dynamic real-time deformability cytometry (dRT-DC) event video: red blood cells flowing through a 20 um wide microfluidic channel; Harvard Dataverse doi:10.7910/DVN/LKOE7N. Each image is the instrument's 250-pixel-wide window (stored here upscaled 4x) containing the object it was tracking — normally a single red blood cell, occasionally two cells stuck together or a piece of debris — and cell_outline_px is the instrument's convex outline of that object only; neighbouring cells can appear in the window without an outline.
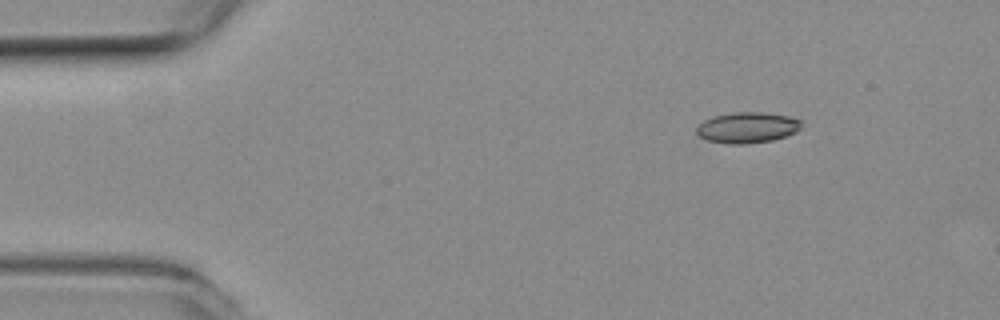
{"species": "common noctule bat (a hibernating species)", "species_latin": "Nyctalus noctula", "temperature_condition": "room temperature", "stored_images_in_passage": 48, "camera_frame_rate_fps": 3000, "um_per_image_px": 0.085, "animal": {"sex": "female", "body_mass_g": 19.3, "forearm_length_mm": 54.1}, "frame": {"image": 1, "passage_image": 1, "time_ms": 0.0, "image_size_px": [1000, 320], "cell_outline_px": [[800, 128], [796, 132], [772, 140], [744, 144], [728, 144], [708, 140], [700, 136], [696, 132], [696, 128], [704, 120], [712, 116], [732, 112], [764, 112], [788, 116], [800, 120]], "centroid_in_image_um": [63.5, 10.83], "position_along_channel_um": 21.5, "area_um2": 18.73}}
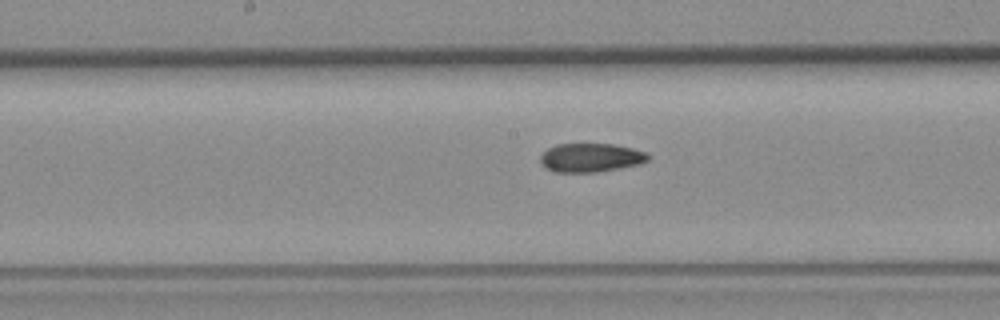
{"frame": {"image": 2, "passage_image": 21, "time_ms": 6.667, "image_size_px": [1000, 320], "cell_outline_px": [[648, 160], [640, 164], [596, 172], [556, 172], [544, 168], [540, 164], [540, 156], [548, 148], [556, 144], [612, 144], [632, 148], [648, 152]], "centroid_in_image_um": [50.18, 13.4], "position_along_channel_um": 198.0, "area_um2": 18.09}}
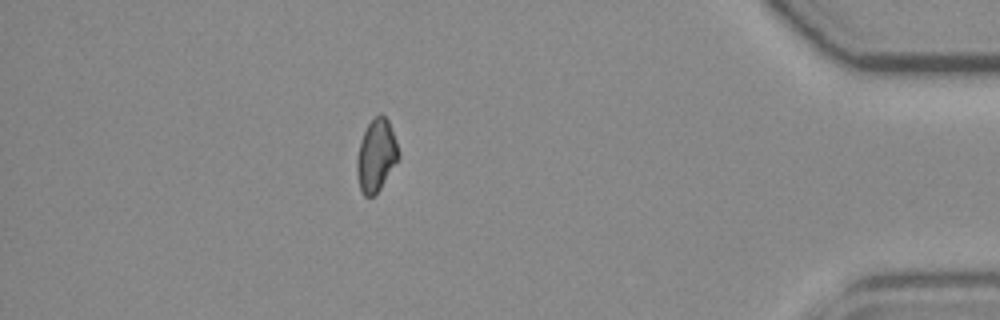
{"frame": {"image": 3, "passage_image": 41, "time_ms": 13.333, "image_size_px": [1000, 320], "cell_outline_px": [[400, 156], [380, 188], [372, 196], [364, 196], [360, 188], [356, 172], [356, 160], [360, 140], [368, 124], [380, 112], [388, 120], [396, 140], [400, 152]], "centroid_in_image_um": [31.97, 13.19], "position_along_channel_um": 403.2, "area_um2": 17.4}, "authors_computed_cell_mechanics": {"area_um2": 18.1203, "velocity_mm_per_s": 3.8214, "shape_relaxation_time_tau1_ms": null, "shape_relaxation_time_tau2_ms": 4.5878, "deformation_change_tau1": null, "deformation_change_tau2": 0.0886}}